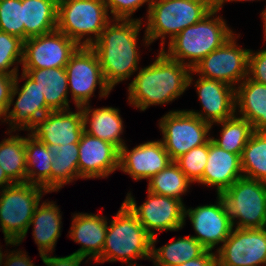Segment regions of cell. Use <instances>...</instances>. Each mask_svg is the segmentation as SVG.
Returning <instances> with one entry per match:
<instances>
[{
    "mask_svg": "<svg viewBox=\"0 0 266 266\" xmlns=\"http://www.w3.org/2000/svg\"><path fill=\"white\" fill-rule=\"evenodd\" d=\"M216 252L217 266H266V228H234Z\"/></svg>",
    "mask_w": 266,
    "mask_h": 266,
    "instance_id": "cell-14",
    "label": "cell"
},
{
    "mask_svg": "<svg viewBox=\"0 0 266 266\" xmlns=\"http://www.w3.org/2000/svg\"><path fill=\"white\" fill-rule=\"evenodd\" d=\"M16 75L0 73V107L6 112Z\"/></svg>",
    "mask_w": 266,
    "mask_h": 266,
    "instance_id": "cell-41",
    "label": "cell"
},
{
    "mask_svg": "<svg viewBox=\"0 0 266 266\" xmlns=\"http://www.w3.org/2000/svg\"><path fill=\"white\" fill-rule=\"evenodd\" d=\"M215 204L199 205L197 207L185 206V221L188 217L195 231L193 236L207 250L219 249L230 235L232 222L225 215L222 201L217 195ZM217 246V247H216Z\"/></svg>",
    "mask_w": 266,
    "mask_h": 266,
    "instance_id": "cell-18",
    "label": "cell"
},
{
    "mask_svg": "<svg viewBox=\"0 0 266 266\" xmlns=\"http://www.w3.org/2000/svg\"><path fill=\"white\" fill-rule=\"evenodd\" d=\"M6 132L9 137H5L0 142V166L6 175L14 183L26 182V151L25 137Z\"/></svg>",
    "mask_w": 266,
    "mask_h": 266,
    "instance_id": "cell-31",
    "label": "cell"
},
{
    "mask_svg": "<svg viewBox=\"0 0 266 266\" xmlns=\"http://www.w3.org/2000/svg\"><path fill=\"white\" fill-rule=\"evenodd\" d=\"M111 20L104 0H58L56 29L79 46H91Z\"/></svg>",
    "mask_w": 266,
    "mask_h": 266,
    "instance_id": "cell-7",
    "label": "cell"
},
{
    "mask_svg": "<svg viewBox=\"0 0 266 266\" xmlns=\"http://www.w3.org/2000/svg\"><path fill=\"white\" fill-rule=\"evenodd\" d=\"M172 162L160 140L146 141L131 150L124 144L119 150V169L134 181L149 180Z\"/></svg>",
    "mask_w": 266,
    "mask_h": 266,
    "instance_id": "cell-19",
    "label": "cell"
},
{
    "mask_svg": "<svg viewBox=\"0 0 266 266\" xmlns=\"http://www.w3.org/2000/svg\"><path fill=\"white\" fill-rule=\"evenodd\" d=\"M79 45L57 29L23 42L22 69L66 67Z\"/></svg>",
    "mask_w": 266,
    "mask_h": 266,
    "instance_id": "cell-15",
    "label": "cell"
},
{
    "mask_svg": "<svg viewBox=\"0 0 266 266\" xmlns=\"http://www.w3.org/2000/svg\"><path fill=\"white\" fill-rule=\"evenodd\" d=\"M48 201V202H47ZM56 201H41L35 209L29 228L32 229V236L38 247L39 256L53 254L58 238L61 236L62 213Z\"/></svg>",
    "mask_w": 266,
    "mask_h": 266,
    "instance_id": "cell-24",
    "label": "cell"
},
{
    "mask_svg": "<svg viewBox=\"0 0 266 266\" xmlns=\"http://www.w3.org/2000/svg\"><path fill=\"white\" fill-rule=\"evenodd\" d=\"M235 102L236 115L248 120L253 131H266L265 84L246 77L235 88Z\"/></svg>",
    "mask_w": 266,
    "mask_h": 266,
    "instance_id": "cell-25",
    "label": "cell"
},
{
    "mask_svg": "<svg viewBox=\"0 0 266 266\" xmlns=\"http://www.w3.org/2000/svg\"><path fill=\"white\" fill-rule=\"evenodd\" d=\"M0 120L3 123H6V119H5V111L0 107Z\"/></svg>",
    "mask_w": 266,
    "mask_h": 266,
    "instance_id": "cell-48",
    "label": "cell"
},
{
    "mask_svg": "<svg viewBox=\"0 0 266 266\" xmlns=\"http://www.w3.org/2000/svg\"><path fill=\"white\" fill-rule=\"evenodd\" d=\"M243 177L266 183V131H254L242 150Z\"/></svg>",
    "mask_w": 266,
    "mask_h": 266,
    "instance_id": "cell-34",
    "label": "cell"
},
{
    "mask_svg": "<svg viewBox=\"0 0 266 266\" xmlns=\"http://www.w3.org/2000/svg\"><path fill=\"white\" fill-rule=\"evenodd\" d=\"M208 158V142L192 148L174 162L192 183H198L203 176Z\"/></svg>",
    "mask_w": 266,
    "mask_h": 266,
    "instance_id": "cell-37",
    "label": "cell"
},
{
    "mask_svg": "<svg viewBox=\"0 0 266 266\" xmlns=\"http://www.w3.org/2000/svg\"><path fill=\"white\" fill-rule=\"evenodd\" d=\"M106 216L100 214L78 212L72 216V223L68 236L81 247L73 252L77 256L86 258L85 263L95 260L103 250L108 228Z\"/></svg>",
    "mask_w": 266,
    "mask_h": 266,
    "instance_id": "cell-21",
    "label": "cell"
},
{
    "mask_svg": "<svg viewBox=\"0 0 266 266\" xmlns=\"http://www.w3.org/2000/svg\"><path fill=\"white\" fill-rule=\"evenodd\" d=\"M47 193L42 186L27 182L14 183L0 191V227L6 246H20L36 207Z\"/></svg>",
    "mask_w": 266,
    "mask_h": 266,
    "instance_id": "cell-6",
    "label": "cell"
},
{
    "mask_svg": "<svg viewBox=\"0 0 266 266\" xmlns=\"http://www.w3.org/2000/svg\"><path fill=\"white\" fill-rule=\"evenodd\" d=\"M260 16L262 17V20H263V30H265L266 29V7L263 9Z\"/></svg>",
    "mask_w": 266,
    "mask_h": 266,
    "instance_id": "cell-47",
    "label": "cell"
},
{
    "mask_svg": "<svg viewBox=\"0 0 266 266\" xmlns=\"http://www.w3.org/2000/svg\"><path fill=\"white\" fill-rule=\"evenodd\" d=\"M68 91L75 107L90 104L99 88V98L108 97L112 89L106 83L95 51L91 46H79L66 64Z\"/></svg>",
    "mask_w": 266,
    "mask_h": 266,
    "instance_id": "cell-10",
    "label": "cell"
},
{
    "mask_svg": "<svg viewBox=\"0 0 266 266\" xmlns=\"http://www.w3.org/2000/svg\"><path fill=\"white\" fill-rule=\"evenodd\" d=\"M152 246L153 266H179L191 259L200 257L207 249L193 236L174 238L162 247Z\"/></svg>",
    "mask_w": 266,
    "mask_h": 266,
    "instance_id": "cell-29",
    "label": "cell"
},
{
    "mask_svg": "<svg viewBox=\"0 0 266 266\" xmlns=\"http://www.w3.org/2000/svg\"><path fill=\"white\" fill-rule=\"evenodd\" d=\"M263 32H264V41H266V29Z\"/></svg>",
    "mask_w": 266,
    "mask_h": 266,
    "instance_id": "cell-49",
    "label": "cell"
},
{
    "mask_svg": "<svg viewBox=\"0 0 266 266\" xmlns=\"http://www.w3.org/2000/svg\"><path fill=\"white\" fill-rule=\"evenodd\" d=\"M37 83L44 94L46 105L52 110L70 109L68 79L65 67L50 69H22Z\"/></svg>",
    "mask_w": 266,
    "mask_h": 266,
    "instance_id": "cell-26",
    "label": "cell"
},
{
    "mask_svg": "<svg viewBox=\"0 0 266 266\" xmlns=\"http://www.w3.org/2000/svg\"><path fill=\"white\" fill-rule=\"evenodd\" d=\"M216 6V0H151L146 13L143 42L149 47L161 39L160 50L166 38L171 41L188 26L194 25Z\"/></svg>",
    "mask_w": 266,
    "mask_h": 266,
    "instance_id": "cell-5",
    "label": "cell"
},
{
    "mask_svg": "<svg viewBox=\"0 0 266 266\" xmlns=\"http://www.w3.org/2000/svg\"><path fill=\"white\" fill-rule=\"evenodd\" d=\"M84 131L115 145L119 150L125 143L122 135L124 122L120 109L106 106L92 108L91 104L82 107Z\"/></svg>",
    "mask_w": 266,
    "mask_h": 266,
    "instance_id": "cell-23",
    "label": "cell"
},
{
    "mask_svg": "<svg viewBox=\"0 0 266 266\" xmlns=\"http://www.w3.org/2000/svg\"><path fill=\"white\" fill-rule=\"evenodd\" d=\"M247 77L266 85V48L256 52L250 49Z\"/></svg>",
    "mask_w": 266,
    "mask_h": 266,
    "instance_id": "cell-39",
    "label": "cell"
},
{
    "mask_svg": "<svg viewBox=\"0 0 266 266\" xmlns=\"http://www.w3.org/2000/svg\"><path fill=\"white\" fill-rule=\"evenodd\" d=\"M242 1H255V0H216V5L222 9L223 8V5L226 3V2H242ZM256 1H261V0H256Z\"/></svg>",
    "mask_w": 266,
    "mask_h": 266,
    "instance_id": "cell-45",
    "label": "cell"
},
{
    "mask_svg": "<svg viewBox=\"0 0 266 266\" xmlns=\"http://www.w3.org/2000/svg\"><path fill=\"white\" fill-rule=\"evenodd\" d=\"M18 72L10 96V102L5 112L8 131H30L34 123L52 111L47 105L44 94L39 90L37 83L22 71ZM25 80L21 87L19 81ZM18 95V96H17ZM17 96V100L14 98ZM14 105L13 109L11 107Z\"/></svg>",
    "mask_w": 266,
    "mask_h": 266,
    "instance_id": "cell-13",
    "label": "cell"
},
{
    "mask_svg": "<svg viewBox=\"0 0 266 266\" xmlns=\"http://www.w3.org/2000/svg\"><path fill=\"white\" fill-rule=\"evenodd\" d=\"M215 124L221 127L220 136L217 138L211 136V141L225 151L241 156L242 150L254 132L251 123L235 114L226 120L212 124V127Z\"/></svg>",
    "mask_w": 266,
    "mask_h": 266,
    "instance_id": "cell-32",
    "label": "cell"
},
{
    "mask_svg": "<svg viewBox=\"0 0 266 266\" xmlns=\"http://www.w3.org/2000/svg\"><path fill=\"white\" fill-rule=\"evenodd\" d=\"M158 125L163 137L161 141L172 161L211 139L212 125L187 109L167 112Z\"/></svg>",
    "mask_w": 266,
    "mask_h": 266,
    "instance_id": "cell-9",
    "label": "cell"
},
{
    "mask_svg": "<svg viewBox=\"0 0 266 266\" xmlns=\"http://www.w3.org/2000/svg\"><path fill=\"white\" fill-rule=\"evenodd\" d=\"M85 259L73 253L64 257L52 256L51 254L41 256V260L46 266H81Z\"/></svg>",
    "mask_w": 266,
    "mask_h": 266,
    "instance_id": "cell-40",
    "label": "cell"
},
{
    "mask_svg": "<svg viewBox=\"0 0 266 266\" xmlns=\"http://www.w3.org/2000/svg\"><path fill=\"white\" fill-rule=\"evenodd\" d=\"M4 266H37L33 263L26 251L21 250H9L4 262Z\"/></svg>",
    "mask_w": 266,
    "mask_h": 266,
    "instance_id": "cell-42",
    "label": "cell"
},
{
    "mask_svg": "<svg viewBox=\"0 0 266 266\" xmlns=\"http://www.w3.org/2000/svg\"><path fill=\"white\" fill-rule=\"evenodd\" d=\"M78 143L60 145L53 150L51 163V193L81 178L78 169Z\"/></svg>",
    "mask_w": 266,
    "mask_h": 266,
    "instance_id": "cell-30",
    "label": "cell"
},
{
    "mask_svg": "<svg viewBox=\"0 0 266 266\" xmlns=\"http://www.w3.org/2000/svg\"><path fill=\"white\" fill-rule=\"evenodd\" d=\"M0 31L24 41L23 0H0Z\"/></svg>",
    "mask_w": 266,
    "mask_h": 266,
    "instance_id": "cell-36",
    "label": "cell"
},
{
    "mask_svg": "<svg viewBox=\"0 0 266 266\" xmlns=\"http://www.w3.org/2000/svg\"><path fill=\"white\" fill-rule=\"evenodd\" d=\"M144 21L112 19L91 45L95 51L106 83L111 89L127 81L137 72L140 59L139 32Z\"/></svg>",
    "mask_w": 266,
    "mask_h": 266,
    "instance_id": "cell-2",
    "label": "cell"
},
{
    "mask_svg": "<svg viewBox=\"0 0 266 266\" xmlns=\"http://www.w3.org/2000/svg\"><path fill=\"white\" fill-rule=\"evenodd\" d=\"M217 195L234 228L265 227L266 183L241 177L226 191Z\"/></svg>",
    "mask_w": 266,
    "mask_h": 266,
    "instance_id": "cell-8",
    "label": "cell"
},
{
    "mask_svg": "<svg viewBox=\"0 0 266 266\" xmlns=\"http://www.w3.org/2000/svg\"><path fill=\"white\" fill-rule=\"evenodd\" d=\"M179 266H217V257L215 251L207 250L200 257L191 259Z\"/></svg>",
    "mask_w": 266,
    "mask_h": 266,
    "instance_id": "cell-43",
    "label": "cell"
},
{
    "mask_svg": "<svg viewBox=\"0 0 266 266\" xmlns=\"http://www.w3.org/2000/svg\"><path fill=\"white\" fill-rule=\"evenodd\" d=\"M2 249V247L0 246V266H4V262H5V260H6V256H7V250L8 249H6V253L4 254L3 253V251L1 250Z\"/></svg>",
    "mask_w": 266,
    "mask_h": 266,
    "instance_id": "cell-46",
    "label": "cell"
},
{
    "mask_svg": "<svg viewBox=\"0 0 266 266\" xmlns=\"http://www.w3.org/2000/svg\"><path fill=\"white\" fill-rule=\"evenodd\" d=\"M190 72L189 67L168 57L159 49L153 62L140 67L128 84L129 105L145 111L149 106L172 103L189 88Z\"/></svg>",
    "mask_w": 266,
    "mask_h": 266,
    "instance_id": "cell-1",
    "label": "cell"
},
{
    "mask_svg": "<svg viewBox=\"0 0 266 266\" xmlns=\"http://www.w3.org/2000/svg\"><path fill=\"white\" fill-rule=\"evenodd\" d=\"M243 177L241 159L218 147L211 139L208 141V158L199 184L213 187L216 194L226 191L236 180Z\"/></svg>",
    "mask_w": 266,
    "mask_h": 266,
    "instance_id": "cell-22",
    "label": "cell"
},
{
    "mask_svg": "<svg viewBox=\"0 0 266 266\" xmlns=\"http://www.w3.org/2000/svg\"><path fill=\"white\" fill-rule=\"evenodd\" d=\"M27 136V137H26ZM25 136L26 182L40 185L51 193V161L53 149L29 133Z\"/></svg>",
    "mask_w": 266,
    "mask_h": 266,
    "instance_id": "cell-28",
    "label": "cell"
},
{
    "mask_svg": "<svg viewBox=\"0 0 266 266\" xmlns=\"http://www.w3.org/2000/svg\"><path fill=\"white\" fill-rule=\"evenodd\" d=\"M23 42L19 37L0 31V73L16 75L19 72L23 59Z\"/></svg>",
    "mask_w": 266,
    "mask_h": 266,
    "instance_id": "cell-35",
    "label": "cell"
},
{
    "mask_svg": "<svg viewBox=\"0 0 266 266\" xmlns=\"http://www.w3.org/2000/svg\"><path fill=\"white\" fill-rule=\"evenodd\" d=\"M147 181L149 192L181 201L192 184L174 161Z\"/></svg>",
    "mask_w": 266,
    "mask_h": 266,
    "instance_id": "cell-33",
    "label": "cell"
},
{
    "mask_svg": "<svg viewBox=\"0 0 266 266\" xmlns=\"http://www.w3.org/2000/svg\"><path fill=\"white\" fill-rule=\"evenodd\" d=\"M76 108L74 112L70 109L50 111L34 123L29 134L53 150L60 145L79 143L84 126L82 108Z\"/></svg>",
    "mask_w": 266,
    "mask_h": 266,
    "instance_id": "cell-17",
    "label": "cell"
},
{
    "mask_svg": "<svg viewBox=\"0 0 266 266\" xmlns=\"http://www.w3.org/2000/svg\"><path fill=\"white\" fill-rule=\"evenodd\" d=\"M124 203L136 215L139 222L152 237V246L158 241L157 231H179L185 223V204L168 196L157 195L147 190V198L137 205L131 192L125 196Z\"/></svg>",
    "mask_w": 266,
    "mask_h": 266,
    "instance_id": "cell-11",
    "label": "cell"
},
{
    "mask_svg": "<svg viewBox=\"0 0 266 266\" xmlns=\"http://www.w3.org/2000/svg\"><path fill=\"white\" fill-rule=\"evenodd\" d=\"M239 37L240 35L235 33L221 47L201 59L191 70L193 74L219 80L236 88L248 76L250 51L237 43Z\"/></svg>",
    "mask_w": 266,
    "mask_h": 266,
    "instance_id": "cell-12",
    "label": "cell"
},
{
    "mask_svg": "<svg viewBox=\"0 0 266 266\" xmlns=\"http://www.w3.org/2000/svg\"><path fill=\"white\" fill-rule=\"evenodd\" d=\"M220 10L216 5L200 21L188 26L167 42L168 49L161 50L192 70L201 59L221 47L235 34L225 19L216 15Z\"/></svg>",
    "mask_w": 266,
    "mask_h": 266,
    "instance_id": "cell-4",
    "label": "cell"
},
{
    "mask_svg": "<svg viewBox=\"0 0 266 266\" xmlns=\"http://www.w3.org/2000/svg\"><path fill=\"white\" fill-rule=\"evenodd\" d=\"M58 0H23L24 41L56 30Z\"/></svg>",
    "mask_w": 266,
    "mask_h": 266,
    "instance_id": "cell-27",
    "label": "cell"
},
{
    "mask_svg": "<svg viewBox=\"0 0 266 266\" xmlns=\"http://www.w3.org/2000/svg\"><path fill=\"white\" fill-rule=\"evenodd\" d=\"M12 184H14V182L6 175V173L0 166V191Z\"/></svg>",
    "mask_w": 266,
    "mask_h": 266,
    "instance_id": "cell-44",
    "label": "cell"
},
{
    "mask_svg": "<svg viewBox=\"0 0 266 266\" xmlns=\"http://www.w3.org/2000/svg\"><path fill=\"white\" fill-rule=\"evenodd\" d=\"M81 179L108 178L119 169V149L110 142L83 132L78 143Z\"/></svg>",
    "mask_w": 266,
    "mask_h": 266,
    "instance_id": "cell-20",
    "label": "cell"
},
{
    "mask_svg": "<svg viewBox=\"0 0 266 266\" xmlns=\"http://www.w3.org/2000/svg\"><path fill=\"white\" fill-rule=\"evenodd\" d=\"M107 11L111 15V19H123V20H141L143 18H134L132 15L139 10L145 3L147 6V13L149 11L151 0H104Z\"/></svg>",
    "mask_w": 266,
    "mask_h": 266,
    "instance_id": "cell-38",
    "label": "cell"
},
{
    "mask_svg": "<svg viewBox=\"0 0 266 266\" xmlns=\"http://www.w3.org/2000/svg\"><path fill=\"white\" fill-rule=\"evenodd\" d=\"M192 75L194 76L191 71L188 86L195 84L194 87L202 107L199 112L193 109H189V112L211 125L236 114L235 88L233 86L200 76L195 81Z\"/></svg>",
    "mask_w": 266,
    "mask_h": 266,
    "instance_id": "cell-16",
    "label": "cell"
},
{
    "mask_svg": "<svg viewBox=\"0 0 266 266\" xmlns=\"http://www.w3.org/2000/svg\"><path fill=\"white\" fill-rule=\"evenodd\" d=\"M108 222L102 253L94 260L97 265L120 261L139 266L136 260L151 261L152 237L124 202Z\"/></svg>",
    "mask_w": 266,
    "mask_h": 266,
    "instance_id": "cell-3",
    "label": "cell"
}]
</instances>
